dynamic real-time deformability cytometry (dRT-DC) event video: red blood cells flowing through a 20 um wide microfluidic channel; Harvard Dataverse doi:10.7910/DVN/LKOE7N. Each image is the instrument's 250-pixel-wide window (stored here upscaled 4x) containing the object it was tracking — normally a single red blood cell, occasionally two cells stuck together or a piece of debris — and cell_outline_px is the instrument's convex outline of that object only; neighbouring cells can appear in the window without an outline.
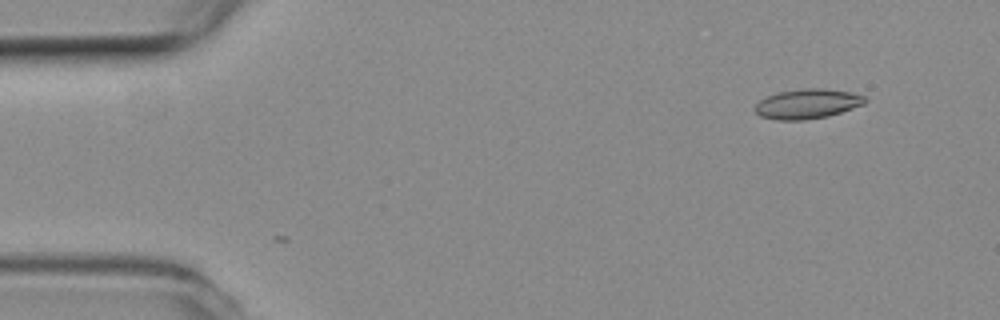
{"species": "common noctule bat (a hibernating species)", "species_latin": "Nyctalus noctula", "temperature_condition": "room temperature", "stored_images_in_passage": 50, "camera_frame_rate_fps": 3000, "um_per_image_px": 0.085, "animal": {"sex": "female", "body_mass_g": 19.3, "forearm_length_mm": 54.1}, "frame": {"image": 1, "passage_image": 1, "time_ms": 0.0, "image_size_px": [1000, 320], "cell_outline_px": [[868, 100], [864, 104], [828, 116], [804, 120], [776, 120], [760, 116], [756, 112], [756, 104], [760, 100], [768, 96], [780, 92], [808, 88], [824, 88], [852, 92], [864, 96]], "centroid_in_image_um": [68.65, 8.83], "position_along_channel_um": 16.3, "area_um2": 18.9}}
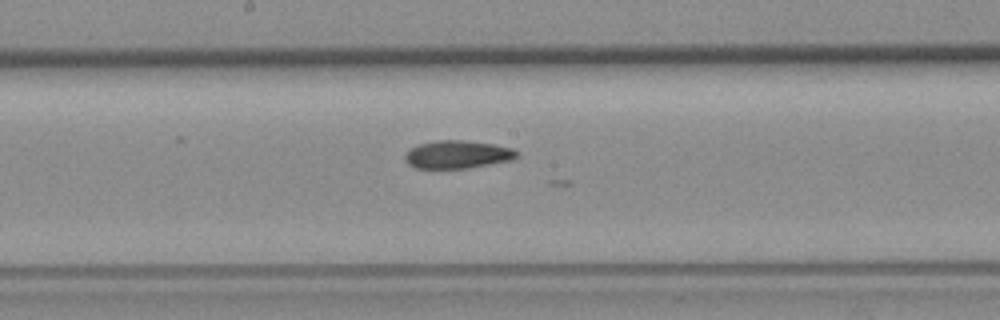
{"frame": {"image": 2, "passage_image": 24, "time_ms": 7.667, "image_size_px": [1000, 320], "cell_outline_px": [[520, 156], [512, 160], [468, 168], [416, 168], [408, 164], [404, 160], [404, 156], [412, 148], [420, 144], [436, 140], [464, 140], [492, 144], [512, 148], [520, 152]], "centroid_in_image_um": [38.93, 13.13], "position_along_channel_um": 209.3, "area_um2": 18.21}}
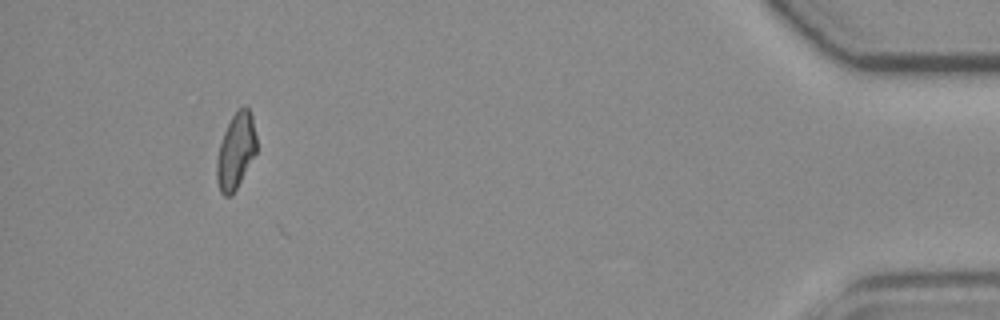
{"frame": {"image": 3, "passage_image": 46, "time_ms": 15.0, "image_size_px": [1000, 320], "cell_outline_px": [[256, 152], [232, 196], [224, 196], [220, 192], [216, 180], [216, 160], [220, 144], [224, 132], [232, 116], [240, 108], [248, 108], [252, 116], [256, 136]], "centroid_in_image_um": [20.02, 12.88], "position_along_channel_um": 415.2, "area_um2": 17.34}}